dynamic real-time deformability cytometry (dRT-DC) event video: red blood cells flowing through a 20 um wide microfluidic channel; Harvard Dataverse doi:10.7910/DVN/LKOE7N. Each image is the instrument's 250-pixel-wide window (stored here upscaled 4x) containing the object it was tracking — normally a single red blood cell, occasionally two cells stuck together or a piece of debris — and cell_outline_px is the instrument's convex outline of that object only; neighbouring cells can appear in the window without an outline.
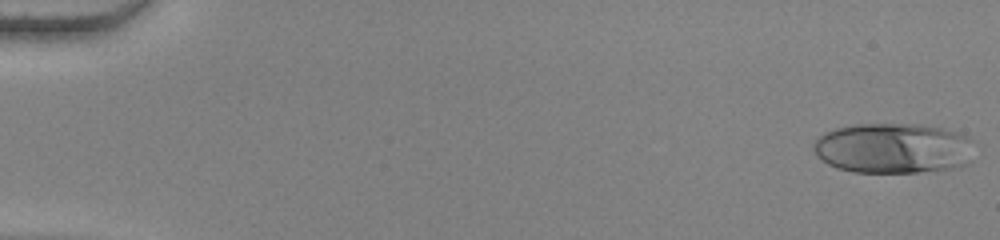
{"species": "human", "species_latin": "Homo sapiens", "temperature_condition": "warm", "stored_images_in_passage": 54, "camera_frame_rate_fps": 3000, "um_per_image_px": 0.085, "donor": {"sex": "female"}, "frame": {"image": 1, "passage_image": 1, "time_ms": 0.0, "image_size_px": [1000, 240], "cell_outline_px": [[972, 160], [968, 164], [960, 168], [916, 172], [852, 172], [836, 168], [828, 164], [816, 156], [812, 148], [812, 144], [824, 132], [836, 128], [856, 124], [920, 124], [960, 132], [968, 136], [972, 140]], "centroid_in_image_um": [75.95, 12.6], "position_along_channel_um": 9.1, "area_um2": 47.86}}
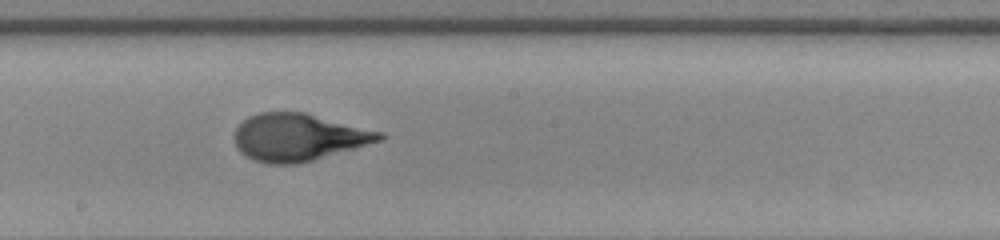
{"frame": {"image": 2, "passage_image": 31, "time_ms": 10.0, "image_size_px": [1000, 240], "cell_outline_px": [[384, 140], [312, 160], [296, 164], [268, 164], [252, 160], [240, 152], [236, 148], [236, 128], [248, 116], [260, 112], [304, 112], [384, 132]], "centroid_in_image_um": [25.38, 11.67], "position_along_channel_um": 222.8, "area_um2": 39.94}}
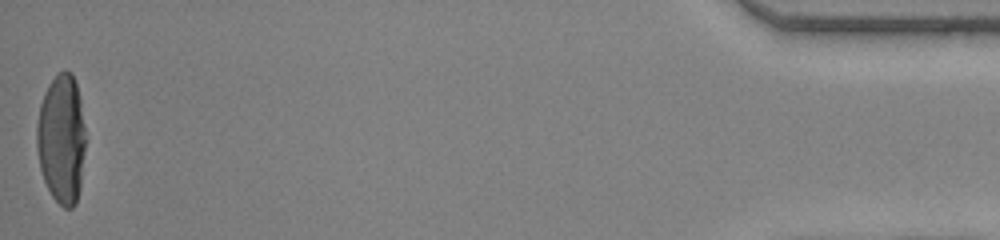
{"frame": {"image": 3, "passage_image": 54, "time_ms": 17.667, "image_size_px": [1000, 240], "cell_outline_px": [[84, 148], [80, 188], [76, 204], [72, 208], [64, 208], [52, 196], [44, 180], [40, 168], [36, 148], [36, 124], [40, 104], [44, 92], [48, 84], [60, 72], [72, 72], [76, 84], [80, 100], [84, 128]], "centroid_in_image_um": [5.2, 11.83], "position_along_channel_um": 430.0, "area_um2": 36.59}, "authors_computed_cell_mechanics": {"area_um2": 40.1132, "velocity_mm_per_s": 3.8269, "shape_relaxation_time_tau1_ms": 5.0297, "shape_relaxation_time_tau2_ms": null, "deformation_change_tau1": 0.2608, "deformation_change_tau2": null}}